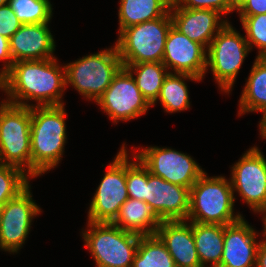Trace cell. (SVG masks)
I'll return each instance as SVG.
<instances>
[{
	"label": "cell",
	"instance_id": "ffe728a7",
	"mask_svg": "<svg viewBox=\"0 0 266 267\" xmlns=\"http://www.w3.org/2000/svg\"><path fill=\"white\" fill-rule=\"evenodd\" d=\"M160 222L146 202L128 198L112 224L122 230L145 236L155 235Z\"/></svg>",
	"mask_w": 266,
	"mask_h": 267
},
{
	"label": "cell",
	"instance_id": "3957f363",
	"mask_svg": "<svg viewBox=\"0 0 266 267\" xmlns=\"http://www.w3.org/2000/svg\"><path fill=\"white\" fill-rule=\"evenodd\" d=\"M204 173L190 188L187 220L202 224L230 225L243 217L233 215L234 196L231 183L224 177L208 178Z\"/></svg>",
	"mask_w": 266,
	"mask_h": 267
},
{
	"label": "cell",
	"instance_id": "f1b7e54d",
	"mask_svg": "<svg viewBox=\"0 0 266 267\" xmlns=\"http://www.w3.org/2000/svg\"><path fill=\"white\" fill-rule=\"evenodd\" d=\"M242 25L246 31V41L252 48V43L260 49L257 57L266 58V14L253 16H240Z\"/></svg>",
	"mask_w": 266,
	"mask_h": 267
},
{
	"label": "cell",
	"instance_id": "cb8c5ba5",
	"mask_svg": "<svg viewBox=\"0 0 266 267\" xmlns=\"http://www.w3.org/2000/svg\"><path fill=\"white\" fill-rule=\"evenodd\" d=\"M129 72L135 70L137 87L150 105H154L160 93L165 77L169 72L162 62H142L122 64Z\"/></svg>",
	"mask_w": 266,
	"mask_h": 267
},
{
	"label": "cell",
	"instance_id": "836d02e7",
	"mask_svg": "<svg viewBox=\"0 0 266 267\" xmlns=\"http://www.w3.org/2000/svg\"><path fill=\"white\" fill-rule=\"evenodd\" d=\"M0 60H8V64H5V67L0 73V78H2L14 63L11 57L9 39L2 35H0Z\"/></svg>",
	"mask_w": 266,
	"mask_h": 267
},
{
	"label": "cell",
	"instance_id": "9a60e30c",
	"mask_svg": "<svg viewBox=\"0 0 266 267\" xmlns=\"http://www.w3.org/2000/svg\"><path fill=\"white\" fill-rule=\"evenodd\" d=\"M205 48L188 39L172 25L166 38L162 63L166 68L172 67L176 73H186L202 79L207 70Z\"/></svg>",
	"mask_w": 266,
	"mask_h": 267
},
{
	"label": "cell",
	"instance_id": "4316f807",
	"mask_svg": "<svg viewBox=\"0 0 266 267\" xmlns=\"http://www.w3.org/2000/svg\"><path fill=\"white\" fill-rule=\"evenodd\" d=\"M8 5L21 24L48 23L52 16L49 0H9Z\"/></svg>",
	"mask_w": 266,
	"mask_h": 267
},
{
	"label": "cell",
	"instance_id": "83f0119b",
	"mask_svg": "<svg viewBox=\"0 0 266 267\" xmlns=\"http://www.w3.org/2000/svg\"><path fill=\"white\" fill-rule=\"evenodd\" d=\"M28 177L20 168L0 164V206L17 197L29 186Z\"/></svg>",
	"mask_w": 266,
	"mask_h": 267
},
{
	"label": "cell",
	"instance_id": "5b68a950",
	"mask_svg": "<svg viewBox=\"0 0 266 267\" xmlns=\"http://www.w3.org/2000/svg\"><path fill=\"white\" fill-rule=\"evenodd\" d=\"M91 228L83 233L85 246L97 267H132L140 235L122 230L112 223L88 221Z\"/></svg>",
	"mask_w": 266,
	"mask_h": 267
},
{
	"label": "cell",
	"instance_id": "7402d4cb",
	"mask_svg": "<svg viewBox=\"0 0 266 267\" xmlns=\"http://www.w3.org/2000/svg\"><path fill=\"white\" fill-rule=\"evenodd\" d=\"M171 3L172 0H121L119 31L165 16L170 11Z\"/></svg>",
	"mask_w": 266,
	"mask_h": 267
},
{
	"label": "cell",
	"instance_id": "30bf717a",
	"mask_svg": "<svg viewBox=\"0 0 266 267\" xmlns=\"http://www.w3.org/2000/svg\"><path fill=\"white\" fill-rule=\"evenodd\" d=\"M136 157L152 175L189 189L205 173L190 156L169 148L148 147Z\"/></svg>",
	"mask_w": 266,
	"mask_h": 267
},
{
	"label": "cell",
	"instance_id": "52a82bcc",
	"mask_svg": "<svg viewBox=\"0 0 266 267\" xmlns=\"http://www.w3.org/2000/svg\"><path fill=\"white\" fill-rule=\"evenodd\" d=\"M64 67L66 86L71 83L86 98L97 101L123 65L115 45Z\"/></svg>",
	"mask_w": 266,
	"mask_h": 267
},
{
	"label": "cell",
	"instance_id": "9c48e42d",
	"mask_svg": "<svg viewBox=\"0 0 266 267\" xmlns=\"http://www.w3.org/2000/svg\"><path fill=\"white\" fill-rule=\"evenodd\" d=\"M126 152L123 146L113 163L108 166L90 205L88 213L90 222L112 223L121 206L128 200Z\"/></svg>",
	"mask_w": 266,
	"mask_h": 267
},
{
	"label": "cell",
	"instance_id": "e575fe53",
	"mask_svg": "<svg viewBox=\"0 0 266 267\" xmlns=\"http://www.w3.org/2000/svg\"><path fill=\"white\" fill-rule=\"evenodd\" d=\"M255 267H266V241L264 240L258 246Z\"/></svg>",
	"mask_w": 266,
	"mask_h": 267
},
{
	"label": "cell",
	"instance_id": "e0dca14e",
	"mask_svg": "<svg viewBox=\"0 0 266 267\" xmlns=\"http://www.w3.org/2000/svg\"><path fill=\"white\" fill-rule=\"evenodd\" d=\"M256 232L242 218L225 225L224 250L220 267H253L256 265L257 250Z\"/></svg>",
	"mask_w": 266,
	"mask_h": 267
},
{
	"label": "cell",
	"instance_id": "4fadbf2b",
	"mask_svg": "<svg viewBox=\"0 0 266 267\" xmlns=\"http://www.w3.org/2000/svg\"><path fill=\"white\" fill-rule=\"evenodd\" d=\"M29 186L17 197L2 206L0 223V248L18 252L26 240L32 218L40 213L39 206L31 198Z\"/></svg>",
	"mask_w": 266,
	"mask_h": 267
},
{
	"label": "cell",
	"instance_id": "7a4b0ae2",
	"mask_svg": "<svg viewBox=\"0 0 266 267\" xmlns=\"http://www.w3.org/2000/svg\"><path fill=\"white\" fill-rule=\"evenodd\" d=\"M64 105L31 106V177L54 168L62 157L65 139Z\"/></svg>",
	"mask_w": 266,
	"mask_h": 267
},
{
	"label": "cell",
	"instance_id": "277c9868",
	"mask_svg": "<svg viewBox=\"0 0 266 267\" xmlns=\"http://www.w3.org/2000/svg\"><path fill=\"white\" fill-rule=\"evenodd\" d=\"M173 25L170 11L163 17L123 29L116 48L122 64L162 62L165 42Z\"/></svg>",
	"mask_w": 266,
	"mask_h": 267
},
{
	"label": "cell",
	"instance_id": "8d00e7d4",
	"mask_svg": "<svg viewBox=\"0 0 266 267\" xmlns=\"http://www.w3.org/2000/svg\"><path fill=\"white\" fill-rule=\"evenodd\" d=\"M228 2L236 10L245 2V0H228Z\"/></svg>",
	"mask_w": 266,
	"mask_h": 267
},
{
	"label": "cell",
	"instance_id": "5bb4252c",
	"mask_svg": "<svg viewBox=\"0 0 266 267\" xmlns=\"http://www.w3.org/2000/svg\"><path fill=\"white\" fill-rule=\"evenodd\" d=\"M145 202L160 221L187 220L190 189L154 176L147 168Z\"/></svg>",
	"mask_w": 266,
	"mask_h": 267
},
{
	"label": "cell",
	"instance_id": "2e32d148",
	"mask_svg": "<svg viewBox=\"0 0 266 267\" xmlns=\"http://www.w3.org/2000/svg\"><path fill=\"white\" fill-rule=\"evenodd\" d=\"M170 15L173 26L178 31L186 35L188 39L204 47L206 45L209 47L217 32L227 23V21L219 22L221 13L218 11L181 8L174 0H172L170 6ZM215 31L216 33L214 35Z\"/></svg>",
	"mask_w": 266,
	"mask_h": 267
},
{
	"label": "cell",
	"instance_id": "4dcf8cb0",
	"mask_svg": "<svg viewBox=\"0 0 266 267\" xmlns=\"http://www.w3.org/2000/svg\"><path fill=\"white\" fill-rule=\"evenodd\" d=\"M181 8L188 9H207L228 14L235 9L229 4L228 0H174ZM181 3V4H180ZM183 3V4H182Z\"/></svg>",
	"mask_w": 266,
	"mask_h": 267
},
{
	"label": "cell",
	"instance_id": "d6a6232c",
	"mask_svg": "<svg viewBox=\"0 0 266 267\" xmlns=\"http://www.w3.org/2000/svg\"><path fill=\"white\" fill-rule=\"evenodd\" d=\"M237 11L240 16L266 14V0H245Z\"/></svg>",
	"mask_w": 266,
	"mask_h": 267
},
{
	"label": "cell",
	"instance_id": "8fae6325",
	"mask_svg": "<svg viewBox=\"0 0 266 267\" xmlns=\"http://www.w3.org/2000/svg\"><path fill=\"white\" fill-rule=\"evenodd\" d=\"M132 75V72L122 67L96 101L115 123L117 120L134 119L147 112L151 106L143 97Z\"/></svg>",
	"mask_w": 266,
	"mask_h": 267
},
{
	"label": "cell",
	"instance_id": "74e56055",
	"mask_svg": "<svg viewBox=\"0 0 266 267\" xmlns=\"http://www.w3.org/2000/svg\"><path fill=\"white\" fill-rule=\"evenodd\" d=\"M9 3V0H0V6L7 5Z\"/></svg>",
	"mask_w": 266,
	"mask_h": 267
},
{
	"label": "cell",
	"instance_id": "d590c367",
	"mask_svg": "<svg viewBox=\"0 0 266 267\" xmlns=\"http://www.w3.org/2000/svg\"><path fill=\"white\" fill-rule=\"evenodd\" d=\"M260 132H261V136H263V138H266V112L263 113V118L260 122Z\"/></svg>",
	"mask_w": 266,
	"mask_h": 267
},
{
	"label": "cell",
	"instance_id": "8992f818",
	"mask_svg": "<svg viewBox=\"0 0 266 267\" xmlns=\"http://www.w3.org/2000/svg\"><path fill=\"white\" fill-rule=\"evenodd\" d=\"M1 103L0 164L11 165L23 171L27 166L31 177V107Z\"/></svg>",
	"mask_w": 266,
	"mask_h": 267
},
{
	"label": "cell",
	"instance_id": "f546056e",
	"mask_svg": "<svg viewBox=\"0 0 266 267\" xmlns=\"http://www.w3.org/2000/svg\"><path fill=\"white\" fill-rule=\"evenodd\" d=\"M126 153V184L129 198L145 202V185H147V167L136 157L138 163H128Z\"/></svg>",
	"mask_w": 266,
	"mask_h": 267
},
{
	"label": "cell",
	"instance_id": "603a6c76",
	"mask_svg": "<svg viewBox=\"0 0 266 267\" xmlns=\"http://www.w3.org/2000/svg\"><path fill=\"white\" fill-rule=\"evenodd\" d=\"M240 98L239 114L266 112V58L257 57Z\"/></svg>",
	"mask_w": 266,
	"mask_h": 267
},
{
	"label": "cell",
	"instance_id": "ac0fdd59",
	"mask_svg": "<svg viewBox=\"0 0 266 267\" xmlns=\"http://www.w3.org/2000/svg\"><path fill=\"white\" fill-rule=\"evenodd\" d=\"M49 23L22 24L9 39L13 62L51 59L55 49Z\"/></svg>",
	"mask_w": 266,
	"mask_h": 267
},
{
	"label": "cell",
	"instance_id": "d6986e66",
	"mask_svg": "<svg viewBox=\"0 0 266 267\" xmlns=\"http://www.w3.org/2000/svg\"><path fill=\"white\" fill-rule=\"evenodd\" d=\"M156 235L165 244L176 267H202L192 233V222L161 221Z\"/></svg>",
	"mask_w": 266,
	"mask_h": 267
},
{
	"label": "cell",
	"instance_id": "d4e9b609",
	"mask_svg": "<svg viewBox=\"0 0 266 267\" xmlns=\"http://www.w3.org/2000/svg\"><path fill=\"white\" fill-rule=\"evenodd\" d=\"M200 81L201 79L186 73H171L165 77L160 89L159 99L166 112L182 111L189 108L188 89L184 79Z\"/></svg>",
	"mask_w": 266,
	"mask_h": 267
},
{
	"label": "cell",
	"instance_id": "ba28073f",
	"mask_svg": "<svg viewBox=\"0 0 266 267\" xmlns=\"http://www.w3.org/2000/svg\"><path fill=\"white\" fill-rule=\"evenodd\" d=\"M207 67L211 71L218 85L225 92H229L236 75L247 56L250 47L246 38L237 33L227 22L226 25L217 32L215 38L207 48Z\"/></svg>",
	"mask_w": 266,
	"mask_h": 267
},
{
	"label": "cell",
	"instance_id": "f35d334b",
	"mask_svg": "<svg viewBox=\"0 0 266 267\" xmlns=\"http://www.w3.org/2000/svg\"><path fill=\"white\" fill-rule=\"evenodd\" d=\"M266 213V211H264ZM264 236L266 238V215H265V218H264Z\"/></svg>",
	"mask_w": 266,
	"mask_h": 267
},
{
	"label": "cell",
	"instance_id": "6da1fadb",
	"mask_svg": "<svg viewBox=\"0 0 266 267\" xmlns=\"http://www.w3.org/2000/svg\"><path fill=\"white\" fill-rule=\"evenodd\" d=\"M55 60L14 62L10 70L0 78V88L10 96L6 102L31 107L21 101L26 99L38 101V107L63 105L60 100L66 86L65 67L62 71Z\"/></svg>",
	"mask_w": 266,
	"mask_h": 267
},
{
	"label": "cell",
	"instance_id": "44dd1931",
	"mask_svg": "<svg viewBox=\"0 0 266 267\" xmlns=\"http://www.w3.org/2000/svg\"><path fill=\"white\" fill-rule=\"evenodd\" d=\"M225 225L192 222V233L196 251L202 267L208 262L220 267L224 250Z\"/></svg>",
	"mask_w": 266,
	"mask_h": 267
},
{
	"label": "cell",
	"instance_id": "7c38bea8",
	"mask_svg": "<svg viewBox=\"0 0 266 267\" xmlns=\"http://www.w3.org/2000/svg\"><path fill=\"white\" fill-rule=\"evenodd\" d=\"M230 183L252 210L266 211V159L257 147L247 151L232 167Z\"/></svg>",
	"mask_w": 266,
	"mask_h": 267
},
{
	"label": "cell",
	"instance_id": "1f68e13d",
	"mask_svg": "<svg viewBox=\"0 0 266 267\" xmlns=\"http://www.w3.org/2000/svg\"><path fill=\"white\" fill-rule=\"evenodd\" d=\"M21 25V22L8 4L0 6V35L10 39Z\"/></svg>",
	"mask_w": 266,
	"mask_h": 267
},
{
	"label": "cell",
	"instance_id": "ab89813d",
	"mask_svg": "<svg viewBox=\"0 0 266 267\" xmlns=\"http://www.w3.org/2000/svg\"><path fill=\"white\" fill-rule=\"evenodd\" d=\"M1 218H2V206H0V223H1Z\"/></svg>",
	"mask_w": 266,
	"mask_h": 267
},
{
	"label": "cell",
	"instance_id": "484cf974",
	"mask_svg": "<svg viewBox=\"0 0 266 267\" xmlns=\"http://www.w3.org/2000/svg\"><path fill=\"white\" fill-rule=\"evenodd\" d=\"M132 267H176L165 244L155 235H140Z\"/></svg>",
	"mask_w": 266,
	"mask_h": 267
}]
</instances>
